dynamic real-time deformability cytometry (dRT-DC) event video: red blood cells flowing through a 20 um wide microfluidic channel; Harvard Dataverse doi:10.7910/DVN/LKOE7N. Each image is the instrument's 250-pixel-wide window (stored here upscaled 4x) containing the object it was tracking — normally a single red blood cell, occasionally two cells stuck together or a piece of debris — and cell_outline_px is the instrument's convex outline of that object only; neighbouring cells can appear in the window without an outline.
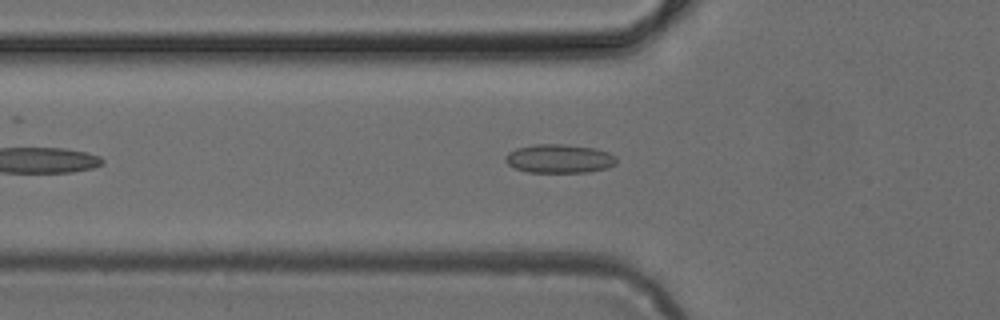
{"species": "common noctule bat (a hibernating species)", "species_latin": "Nyctalus noctula", "temperature_condition": "cold", "stored_images_in_passage": 38, "camera_frame_rate_fps": 3000, "um_per_image_px": 0.085, "animal": {"sex": "female", "body_mass_g": 24.6, "forearm_length_mm": 56.2}, "frame": {"image": 1, "passage_image": 8, "time_ms": 2.333, "image_size_px": [1000, 320], "cell_outline_px": [[616, 164], [608, 168], [588, 172], [528, 172], [516, 168], [508, 164], [504, 160], [504, 156], [508, 152], [516, 148], [536, 144], [564, 144], [596, 148], [608, 152], [616, 156]], "centroid_in_image_um": [47.55, 13.48], "position_along_channel_um": 78.3, "area_um2": 18.73}}
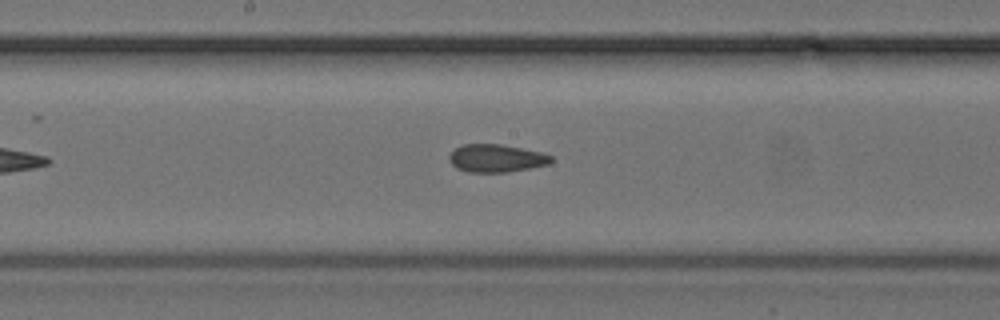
{"frame": {"image": 2, "passage_image": 17, "time_ms": 5.333, "image_size_px": [1000, 320], "cell_outline_px": [[552, 160], [548, 164], [508, 172], [468, 172], [456, 168], [448, 160], [448, 156], [456, 148], [464, 144], [504, 144], [544, 152], [552, 156]], "centroid_in_image_um": [42.19, 13.44], "position_along_channel_um": 206.0, "area_um2": 16.65}}
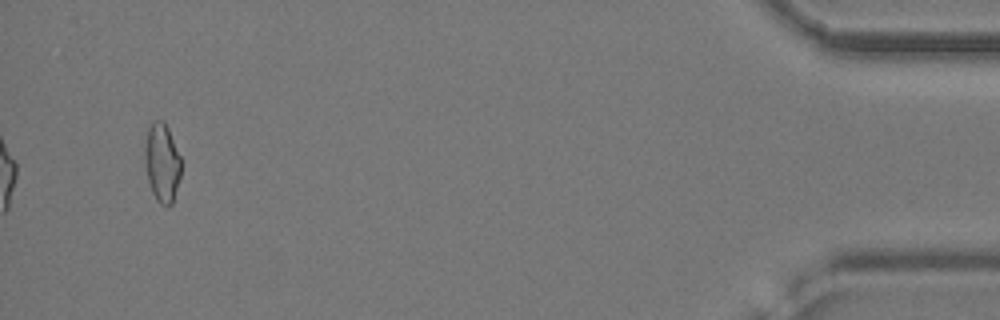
{"frame": {"image": 3, "passage_image": 38, "time_ms": 12.333, "image_size_px": [1000, 320], "cell_outline_px": [[180, 176], [172, 204], [160, 204], [156, 200], [152, 192], [148, 180], [144, 164], [144, 148], [148, 128], [156, 120], [164, 120], [168, 128], [180, 156]], "centroid_in_image_um": [13.75, 13.81], "position_along_channel_um": 421.4, "area_um2": 16.53}}